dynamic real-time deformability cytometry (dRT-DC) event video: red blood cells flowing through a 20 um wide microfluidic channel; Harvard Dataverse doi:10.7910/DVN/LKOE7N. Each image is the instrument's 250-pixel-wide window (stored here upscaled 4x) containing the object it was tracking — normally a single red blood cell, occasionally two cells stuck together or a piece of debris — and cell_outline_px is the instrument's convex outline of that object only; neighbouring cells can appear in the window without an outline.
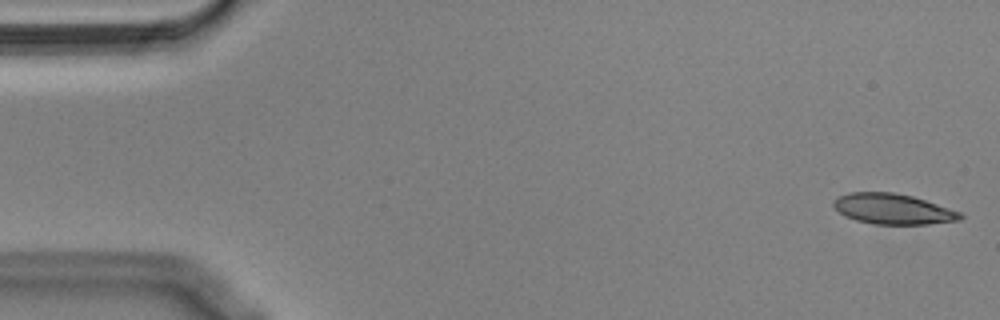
{"species": "Egyptian fruit bat (a non-hibernating species)", "species_latin": "Rousettus aegyptiacus", "temperature_condition": "cold", "stored_images_in_passage": 55, "camera_frame_rate_fps": 3000, "um_per_image_px": 0.085, "animal": {"sex": "male"}, "frame": {"image": 1, "passage_image": 1, "time_ms": 0.0, "image_size_px": [1000, 320], "cell_outline_px": [[964, 216], [960, 220], [928, 224], [872, 224], [856, 220], [844, 216], [832, 204], [832, 200], [836, 196], [848, 192], [892, 192], [912, 196], [960, 212]], "centroid_in_image_um": [75.84, 17.76], "position_along_channel_um": 9.2, "area_um2": 22.48}}
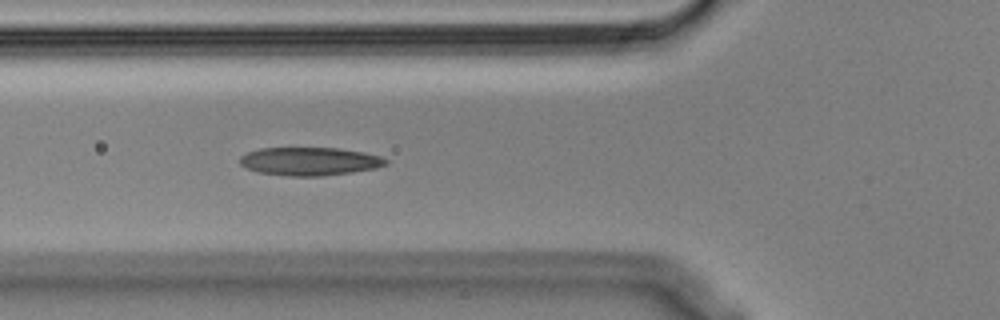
{"frame": {"image": 2, "passage_image": 19, "time_ms": 6.0, "image_size_px": [1000, 320], "cell_outline_px": [[388, 164], [376, 168], [352, 172], [320, 176], [288, 176], [260, 172], [248, 168], [240, 164], [240, 156], [248, 152], [260, 148], [336, 148], [364, 152], [380, 156], [388, 160]], "centroid_in_image_um": [26.34, 13.71], "position_along_channel_um": 99.5, "area_um2": 23.87}}
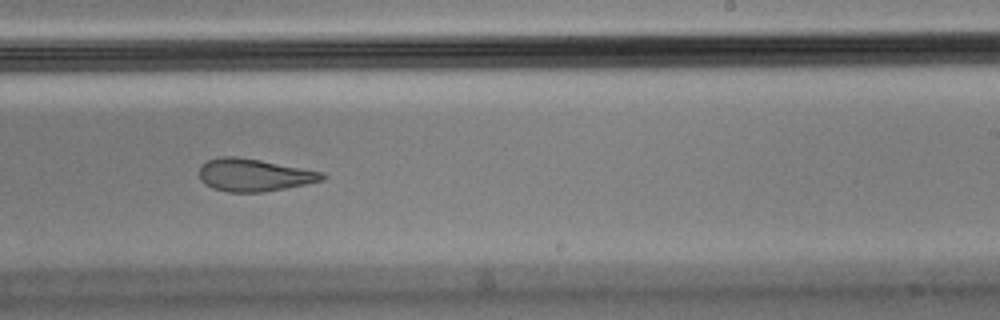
{"frame": {"image": 3, "passage_image": 33, "time_ms": 10.667, "image_size_px": [1000, 320], "cell_outline_px": [[328, 176], [324, 180], [264, 192], [228, 192], [212, 188], [204, 184], [200, 180], [200, 164], [208, 160], [224, 156], [236, 156], [260, 160], [324, 172]], "centroid_in_image_um": [21.58, 14.87], "position_along_channel_um": 267.4, "area_um2": 23.35}, "authors_computed_cell_mechanics": {"area_um2": 23.8136, "velocity_mm_per_s": 3.5864, "shape_relaxation_time_tau1_ms": null, "shape_relaxation_time_tau2_ms": 3.2298, "deformation_change_tau1": null, "deformation_change_tau2": 0.1168}}